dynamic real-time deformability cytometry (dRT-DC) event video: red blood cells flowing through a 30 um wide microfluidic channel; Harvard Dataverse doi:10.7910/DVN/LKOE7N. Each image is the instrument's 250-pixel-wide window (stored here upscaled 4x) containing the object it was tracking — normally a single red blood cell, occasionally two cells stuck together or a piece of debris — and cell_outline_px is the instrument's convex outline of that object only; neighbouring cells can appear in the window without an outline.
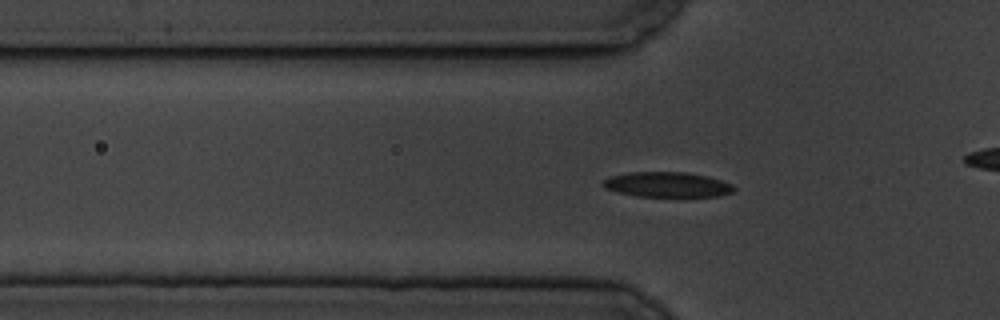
{"species": "common noctule bat (a hibernating species)", "species_latin": "Nyctalus noctula", "temperature_condition": "cold", "stored_images_in_passage": 46, "camera_frame_rate_fps": 3000, "um_per_image_px": 0.085, "animal": {"sex": "male", "body_mass_g": 19.5, "forearm_length_mm": 54.6}, "frame": {"image": 1, "passage_image": 6, "time_ms": 1.667, "image_size_px": [1000, 320], "cell_outline_px": [[736, 188], [732, 192], [720, 196], [636, 196], [616, 192], [604, 188], [600, 184], [608, 176], [628, 172], [688, 172], [708, 176], [732, 184]], "centroid_in_image_um": [56.67, 15.68], "position_along_channel_um": 69.1, "area_um2": 19.31}}
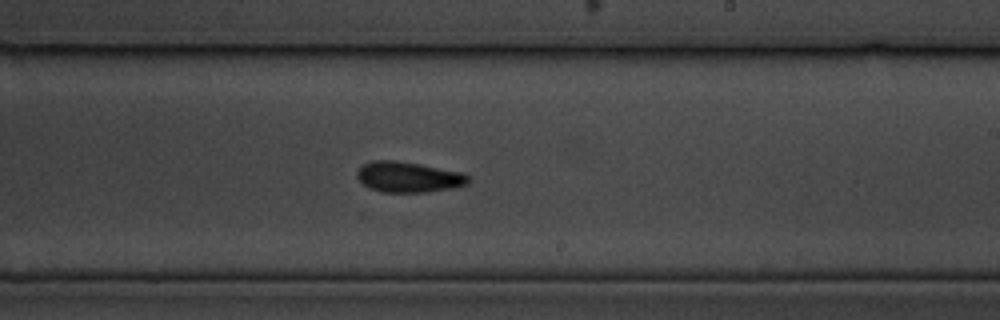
{"frame": {"image": 2, "passage_image": 22, "time_ms": 7.0, "image_size_px": [1000, 320], "cell_outline_px": [[468, 184], [448, 188], [424, 192], [380, 192], [368, 188], [356, 176], [356, 172], [364, 164], [372, 160], [396, 160], [420, 164], [460, 172], [468, 176]], "centroid_in_image_um": [34.65, 15.04], "position_along_channel_um": 254.3, "area_um2": 19.59}}
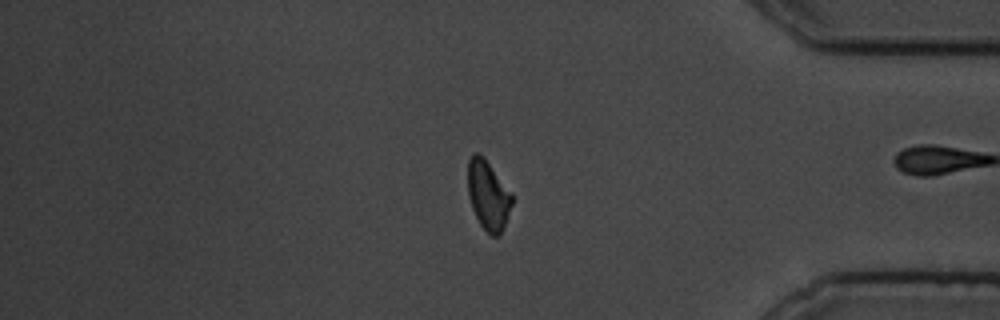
{"frame": {"image": 3, "passage_image": 36, "time_ms": 11.667, "image_size_px": [1000, 320], "cell_outline_px": [[512, 204], [500, 236], [492, 236], [480, 224], [472, 208], [468, 196], [468, 160], [472, 152], [480, 152], [484, 156], [512, 192]], "centroid_in_image_um": [41.48, 16.54], "position_along_channel_um": 393.7, "area_um2": 18.03}, "authors_computed_cell_mechanics": {"area_um2": 18.9584, "velocity_mm_per_s": 3.4874, "shape_relaxation_time_tau1_ms": 5.7137, "shape_relaxation_time_tau2_ms": 3.4243, "deformation_change_tau1": 0.1259, "deformation_change_tau2": 0.0861}}